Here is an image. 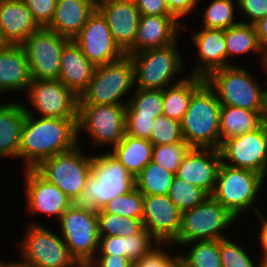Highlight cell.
Segmentation results:
<instances>
[{
  "label": "cell",
  "mask_w": 267,
  "mask_h": 267,
  "mask_svg": "<svg viewBox=\"0 0 267 267\" xmlns=\"http://www.w3.org/2000/svg\"><path fill=\"white\" fill-rule=\"evenodd\" d=\"M77 121L26 114L19 150L23 169H34L41 161L79 145Z\"/></svg>",
  "instance_id": "6da1fadb"
},
{
  "label": "cell",
  "mask_w": 267,
  "mask_h": 267,
  "mask_svg": "<svg viewBox=\"0 0 267 267\" xmlns=\"http://www.w3.org/2000/svg\"><path fill=\"white\" fill-rule=\"evenodd\" d=\"M135 188V178L110 151L94 152L91 174L71 207L97 214L109 201Z\"/></svg>",
  "instance_id": "7a4b0ae2"
},
{
  "label": "cell",
  "mask_w": 267,
  "mask_h": 267,
  "mask_svg": "<svg viewBox=\"0 0 267 267\" xmlns=\"http://www.w3.org/2000/svg\"><path fill=\"white\" fill-rule=\"evenodd\" d=\"M266 186L267 179L262 174L249 169L233 168L221 163L215 189L211 196L242 223L246 222L247 225H250L247 223L251 220L249 217L263 212L261 210L265 204L263 197L265 190L267 192Z\"/></svg>",
  "instance_id": "3957f363"
},
{
  "label": "cell",
  "mask_w": 267,
  "mask_h": 267,
  "mask_svg": "<svg viewBox=\"0 0 267 267\" xmlns=\"http://www.w3.org/2000/svg\"><path fill=\"white\" fill-rule=\"evenodd\" d=\"M246 65L247 63L217 69L205 81L214 90L221 106L264 111L267 77L261 82L262 78L257 77L255 71L252 73L251 67L248 70Z\"/></svg>",
  "instance_id": "277c9868"
},
{
  "label": "cell",
  "mask_w": 267,
  "mask_h": 267,
  "mask_svg": "<svg viewBox=\"0 0 267 267\" xmlns=\"http://www.w3.org/2000/svg\"><path fill=\"white\" fill-rule=\"evenodd\" d=\"M29 219L23 223V235L16 242V246L14 245L18 252L16 256L22 263L29 267H71L77 262L70 254L56 225H44L39 222L41 219L36 217Z\"/></svg>",
  "instance_id": "5b68a950"
},
{
  "label": "cell",
  "mask_w": 267,
  "mask_h": 267,
  "mask_svg": "<svg viewBox=\"0 0 267 267\" xmlns=\"http://www.w3.org/2000/svg\"><path fill=\"white\" fill-rule=\"evenodd\" d=\"M179 42L129 55L135 68V88L164 90L189 76Z\"/></svg>",
  "instance_id": "8992f818"
},
{
  "label": "cell",
  "mask_w": 267,
  "mask_h": 267,
  "mask_svg": "<svg viewBox=\"0 0 267 267\" xmlns=\"http://www.w3.org/2000/svg\"><path fill=\"white\" fill-rule=\"evenodd\" d=\"M220 111L214 90L204 81L192 93L180 121L183 138L192 148L220 149Z\"/></svg>",
  "instance_id": "52a82bcc"
},
{
  "label": "cell",
  "mask_w": 267,
  "mask_h": 267,
  "mask_svg": "<svg viewBox=\"0 0 267 267\" xmlns=\"http://www.w3.org/2000/svg\"><path fill=\"white\" fill-rule=\"evenodd\" d=\"M238 223L239 219L212 196H208L199 205L182 212L181 228L173 244L180 248L188 242L222 240L238 232L235 228L244 226Z\"/></svg>",
  "instance_id": "ba28073f"
},
{
  "label": "cell",
  "mask_w": 267,
  "mask_h": 267,
  "mask_svg": "<svg viewBox=\"0 0 267 267\" xmlns=\"http://www.w3.org/2000/svg\"><path fill=\"white\" fill-rule=\"evenodd\" d=\"M125 119L126 105L78 104V144L84 145V133L89 140L85 148L110 151L126 134Z\"/></svg>",
  "instance_id": "9c48e42d"
},
{
  "label": "cell",
  "mask_w": 267,
  "mask_h": 267,
  "mask_svg": "<svg viewBox=\"0 0 267 267\" xmlns=\"http://www.w3.org/2000/svg\"><path fill=\"white\" fill-rule=\"evenodd\" d=\"M135 89V68L131 58L96 66L78 104L127 105Z\"/></svg>",
  "instance_id": "30bf717a"
},
{
  "label": "cell",
  "mask_w": 267,
  "mask_h": 267,
  "mask_svg": "<svg viewBox=\"0 0 267 267\" xmlns=\"http://www.w3.org/2000/svg\"><path fill=\"white\" fill-rule=\"evenodd\" d=\"M93 157V152L91 154L89 149L77 145L41 161L34 170L72 199L84 190L86 179L91 174Z\"/></svg>",
  "instance_id": "8fae6325"
},
{
  "label": "cell",
  "mask_w": 267,
  "mask_h": 267,
  "mask_svg": "<svg viewBox=\"0 0 267 267\" xmlns=\"http://www.w3.org/2000/svg\"><path fill=\"white\" fill-rule=\"evenodd\" d=\"M22 101L26 114L42 118L78 119L79 97L60 80H32Z\"/></svg>",
  "instance_id": "7c38bea8"
},
{
  "label": "cell",
  "mask_w": 267,
  "mask_h": 267,
  "mask_svg": "<svg viewBox=\"0 0 267 267\" xmlns=\"http://www.w3.org/2000/svg\"><path fill=\"white\" fill-rule=\"evenodd\" d=\"M57 223L51 221V224L56 225L70 254L76 261L87 265L99 249L97 215L70 206Z\"/></svg>",
  "instance_id": "4fadbf2b"
},
{
  "label": "cell",
  "mask_w": 267,
  "mask_h": 267,
  "mask_svg": "<svg viewBox=\"0 0 267 267\" xmlns=\"http://www.w3.org/2000/svg\"><path fill=\"white\" fill-rule=\"evenodd\" d=\"M71 40L47 28L32 33L22 44L32 80H58L60 59Z\"/></svg>",
  "instance_id": "5bb4252c"
},
{
  "label": "cell",
  "mask_w": 267,
  "mask_h": 267,
  "mask_svg": "<svg viewBox=\"0 0 267 267\" xmlns=\"http://www.w3.org/2000/svg\"><path fill=\"white\" fill-rule=\"evenodd\" d=\"M222 163L262 174L267 179V127L225 140L220 147Z\"/></svg>",
  "instance_id": "9a60e30c"
},
{
  "label": "cell",
  "mask_w": 267,
  "mask_h": 267,
  "mask_svg": "<svg viewBox=\"0 0 267 267\" xmlns=\"http://www.w3.org/2000/svg\"><path fill=\"white\" fill-rule=\"evenodd\" d=\"M23 170V172H22ZM23 194L25 200V213L27 216L43 215L51 217L56 222L62 214L71 206V199L56 185L47 182L34 169H22ZM39 215V216H38ZM46 215V216H45ZM49 216V217H47Z\"/></svg>",
  "instance_id": "2e32d148"
},
{
  "label": "cell",
  "mask_w": 267,
  "mask_h": 267,
  "mask_svg": "<svg viewBox=\"0 0 267 267\" xmlns=\"http://www.w3.org/2000/svg\"><path fill=\"white\" fill-rule=\"evenodd\" d=\"M72 41L95 66L117 61L125 55L115 43L106 19L97 9Z\"/></svg>",
  "instance_id": "e0dca14e"
},
{
  "label": "cell",
  "mask_w": 267,
  "mask_h": 267,
  "mask_svg": "<svg viewBox=\"0 0 267 267\" xmlns=\"http://www.w3.org/2000/svg\"><path fill=\"white\" fill-rule=\"evenodd\" d=\"M190 30L191 35L186 41L196 49L195 53L192 51V64L187 63L188 74L205 79L211 72L226 67L225 29L191 27Z\"/></svg>",
  "instance_id": "ac0fdd59"
},
{
  "label": "cell",
  "mask_w": 267,
  "mask_h": 267,
  "mask_svg": "<svg viewBox=\"0 0 267 267\" xmlns=\"http://www.w3.org/2000/svg\"><path fill=\"white\" fill-rule=\"evenodd\" d=\"M182 212L168 195H144L142 222L159 243H174L181 228Z\"/></svg>",
  "instance_id": "d6986e66"
},
{
  "label": "cell",
  "mask_w": 267,
  "mask_h": 267,
  "mask_svg": "<svg viewBox=\"0 0 267 267\" xmlns=\"http://www.w3.org/2000/svg\"><path fill=\"white\" fill-rule=\"evenodd\" d=\"M97 10L106 19L115 43L126 53L136 38L140 13L134 0H105Z\"/></svg>",
  "instance_id": "ffe728a7"
},
{
  "label": "cell",
  "mask_w": 267,
  "mask_h": 267,
  "mask_svg": "<svg viewBox=\"0 0 267 267\" xmlns=\"http://www.w3.org/2000/svg\"><path fill=\"white\" fill-rule=\"evenodd\" d=\"M222 163L220 149L192 148L179 165L176 177L212 195Z\"/></svg>",
  "instance_id": "44dd1931"
},
{
  "label": "cell",
  "mask_w": 267,
  "mask_h": 267,
  "mask_svg": "<svg viewBox=\"0 0 267 267\" xmlns=\"http://www.w3.org/2000/svg\"><path fill=\"white\" fill-rule=\"evenodd\" d=\"M182 33L183 25L174 16L141 15L134 45L125 55L170 46Z\"/></svg>",
  "instance_id": "7402d4cb"
},
{
  "label": "cell",
  "mask_w": 267,
  "mask_h": 267,
  "mask_svg": "<svg viewBox=\"0 0 267 267\" xmlns=\"http://www.w3.org/2000/svg\"><path fill=\"white\" fill-rule=\"evenodd\" d=\"M31 81L30 66L22 46L8 44L1 49L0 99L11 100L10 96L13 94L12 100H19L22 94L24 96ZM14 94L17 95L16 98H13Z\"/></svg>",
  "instance_id": "603a6c76"
},
{
  "label": "cell",
  "mask_w": 267,
  "mask_h": 267,
  "mask_svg": "<svg viewBox=\"0 0 267 267\" xmlns=\"http://www.w3.org/2000/svg\"><path fill=\"white\" fill-rule=\"evenodd\" d=\"M42 27L22 0H0V29L10 45H21Z\"/></svg>",
  "instance_id": "cb8c5ba5"
},
{
  "label": "cell",
  "mask_w": 267,
  "mask_h": 267,
  "mask_svg": "<svg viewBox=\"0 0 267 267\" xmlns=\"http://www.w3.org/2000/svg\"><path fill=\"white\" fill-rule=\"evenodd\" d=\"M26 112L22 100L0 101V162L19 160L21 132Z\"/></svg>",
  "instance_id": "d4e9b609"
},
{
  "label": "cell",
  "mask_w": 267,
  "mask_h": 267,
  "mask_svg": "<svg viewBox=\"0 0 267 267\" xmlns=\"http://www.w3.org/2000/svg\"><path fill=\"white\" fill-rule=\"evenodd\" d=\"M96 9L94 0H57L53 19L46 28L73 40Z\"/></svg>",
  "instance_id": "484cf974"
},
{
  "label": "cell",
  "mask_w": 267,
  "mask_h": 267,
  "mask_svg": "<svg viewBox=\"0 0 267 267\" xmlns=\"http://www.w3.org/2000/svg\"><path fill=\"white\" fill-rule=\"evenodd\" d=\"M96 66L90 62L82 50L71 40L63 49L60 59V80L78 97L90 83Z\"/></svg>",
  "instance_id": "4316f807"
},
{
  "label": "cell",
  "mask_w": 267,
  "mask_h": 267,
  "mask_svg": "<svg viewBox=\"0 0 267 267\" xmlns=\"http://www.w3.org/2000/svg\"><path fill=\"white\" fill-rule=\"evenodd\" d=\"M225 44L226 66L241 65L242 62L238 61V57L244 60V57L247 58L250 54V56H255V60L256 58L258 59L259 64L257 65H260L262 49L258 41L254 24L239 22L237 25L225 29ZM256 55L258 57H256ZM234 59L237 61L235 62Z\"/></svg>",
  "instance_id": "83f0119b"
},
{
  "label": "cell",
  "mask_w": 267,
  "mask_h": 267,
  "mask_svg": "<svg viewBox=\"0 0 267 267\" xmlns=\"http://www.w3.org/2000/svg\"><path fill=\"white\" fill-rule=\"evenodd\" d=\"M264 111H250L234 106H221L220 111V147L232 137L242 135L259 128L263 124Z\"/></svg>",
  "instance_id": "f1b7e54d"
},
{
  "label": "cell",
  "mask_w": 267,
  "mask_h": 267,
  "mask_svg": "<svg viewBox=\"0 0 267 267\" xmlns=\"http://www.w3.org/2000/svg\"><path fill=\"white\" fill-rule=\"evenodd\" d=\"M153 144L148 139L126 135L110 152L135 178L152 160Z\"/></svg>",
  "instance_id": "f546056e"
},
{
  "label": "cell",
  "mask_w": 267,
  "mask_h": 267,
  "mask_svg": "<svg viewBox=\"0 0 267 267\" xmlns=\"http://www.w3.org/2000/svg\"><path fill=\"white\" fill-rule=\"evenodd\" d=\"M207 2L209 3L206 1L202 4L197 3L195 15L198 19L200 18L198 20L200 28L228 29L240 22L237 17V0H208ZM204 3L207 5H203Z\"/></svg>",
  "instance_id": "4dcf8cb0"
},
{
  "label": "cell",
  "mask_w": 267,
  "mask_h": 267,
  "mask_svg": "<svg viewBox=\"0 0 267 267\" xmlns=\"http://www.w3.org/2000/svg\"><path fill=\"white\" fill-rule=\"evenodd\" d=\"M205 81L189 75L183 81L163 90V115L181 121L187 112L192 93Z\"/></svg>",
  "instance_id": "1f68e13d"
},
{
  "label": "cell",
  "mask_w": 267,
  "mask_h": 267,
  "mask_svg": "<svg viewBox=\"0 0 267 267\" xmlns=\"http://www.w3.org/2000/svg\"><path fill=\"white\" fill-rule=\"evenodd\" d=\"M179 252L180 267H222L220 240L188 242Z\"/></svg>",
  "instance_id": "d6a6232c"
},
{
  "label": "cell",
  "mask_w": 267,
  "mask_h": 267,
  "mask_svg": "<svg viewBox=\"0 0 267 267\" xmlns=\"http://www.w3.org/2000/svg\"><path fill=\"white\" fill-rule=\"evenodd\" d=\"M242 228L243 227H241L240 230L237 229L238 232H236L234 236L232 235L231 237L220 240V259L222 267H260V259L257 253H255L254 245H252L253 252L250 250L251 244H249L248 247L247 244H244L243 237H241L244 235L239 233L242 231ZM237 234L241 235L238 236ZM239 237H241V240Z\"/></svg>",
  "instance_id": "836d02e7"
},
{
  "label": "cell",
  "mask_w": 267,
  "mask_h": 267,
  "mask_svg": "<svg viewBox=\"0 0 267 267\" xmlns=\"http://www.w3.org/2000/svg\"><path fill=\"white\" fill-rule=\"evenodd\" d=\"M174 176L151 160L135 177V187L143 195H168Z\"/></svg>",
  "instance_id": "e575fe53"
},
{
  "label": "cell",
  "mask_w": 267,
  "mask_h": 267,
  "mask_svg": "<svg viewBox=\"0 0 267 267\" xmlns=\"http://www.w3.org/2000/svg\"><path fill=\"white\" fill-rule=\"evenodd\" d=\"M126 114L154 119L163 115V90L135 88L126 105Z\"/></svg>",
  "instance_id": "d590c367"
},
{
  "label": "cell",
  "mask_w": 267,
  "mask_h": 267,
  "mask_svg": "<svg viewBox=\"0 0 267 267\" xmlns=\"http://www.w3.org/2000/svg\"><path fill=\"white\" fill-rule=\"evenodd\" d=\"M99 236L126 237L139 233L143 228L142 219H133L105 212L103 209L96 214Z\"/></svg>",
  "instance_id": "8d00e7d4"
},
{
  "label": "cell",
  "mask_w": 267,
  "mask_h": 267,
  "mask_svg": "<svg viewBox=\"0 0 267 267\" xmlns=\"http://www.w3.org/2000/svg\"><path fill=\"white\" fill-rule=\"evenodd\" d=\"M168 196L177 208L183 212L199 205L209 195L201 188L174 176Z\"/></svg>",
  "instance_id": "74e56055"
},
{
  "label": "cell",
  "mask_w": 267,
  "mask_h": 267,
  "mask_svg": "<svg viewBox=\"0 0 267 267\" xmlns=\"http://www.w3.org/2000/svg\"><path fill=\"white\" fill-rule=\"evenodd\" d=\"M191 149L192 147L185 140L153 146L152 161L176 174L179 165Z\"/></svg>",
  "instance_id": "f35d334b"
},
{
  "label": "cell",
  "mask_w": 267,
  "mask_h": 267,
  "mask_svg": "<svg viewBox=\"0 0 267 267\" xmlns=\"http://www.w3.org/2000/svg\"><path fill=\"white\" fill-rule=\"evenodd\" d=\"M143 199L144 195L135 187L127 194L112 199L102 209L119 216L142 219Z\"/></svg>",
  "instance_id": "ab89813d"
},
{
  "label": "cell",
  "mask_w": 267,
  "mask_h": 267,
  "mask_svg": "<svg viewBox=\"0 0 267 267\" xmlns=\"http://www.w3.org/2000/svg\"><path fill=\"white\" fill-rule=\"evenodd\" d=\"M134 267H180L179 248L172 243H159L136 261Z\"/></svg>",
  "instance_id": "60d3db41"
},
{
  "label": "cell",
  "mask_w": 267,
  "mask_h": 267,
  "mask_svg": "<svg viewBox=\"0 0 267 267\" xmlns=\"http://www.w3.org/2000/svg\"><path fill=\"white\" fill-rule=\"evenodd\" d=\"M184 140L180 121L161 115L155 118L149 141L153 146Z\"/></svg>",
  "instance_id": "b9f144b4"
},
{
  "label": "cell",
  "mask_w": 267,
  "mask_h": 267,
  "mask_svg": "<svg viewBox=\"0 0 267 267\" xmlns=\"http://www.w3.org/2000/svg\"><path fill=\"white\" fill-rule=\"evenodd\" d=\"M158 244L159 242L143 228L137 234L126 236V258L134 264Z\"/></svg>",
  "instance_id": "7bdbcfd3"
},
{
  "label": "cell",
  "mask_w": 267,
  "mask_h": 267,
  "mask_svg": "<svg viewBox=\"0 0 267 267\" xmlns=\"http://www.w3.org/2000/svg\"><path fill=\"white\" fill-rule=\"evenodd\" d=\"M240 22L255 24L267 16V0H237Z\"/></svg>",
  "instance_id": "ee69618b"
},
{
  "label": "cell",
  "mask_w": 267,
  "mask_h": 267,
  "mask_svg": "<svg viewBox=\"0 0 267 267\" xmlns=\"http://www.w3.org/2000/svg\"><path fill=\"white\" fill-rule=\"evenodd\" d=\"M24 5L32 13L34 19L42 27L46 28L53 19L57 0H22Z\"/></svg>",
  "instance_id": "f6af8a7d"
},
{
  "label": "cell",
  "mask_w": 267,
  "mask_h": 267,
  "mask_svg": "<svg viewBox=\"0 0 267 267\" xmlns=\"http://www.w3.org/2000/svg\"><path fill=\"white\" fill-rule=\"evenodd\" d=\"M166 3L168 5L170 14L174 16L183 25V35H187L186 33L190 30L187 27V22L189 21H187L186 19H192L193 15V18H196L195 13L198 0H166ZM187 28L188 30H185Z\"/></svg>",
  "instance_id": "bcb514c9"
},
{
  "label": "cell",
  "mask_w": 267,
  "mask_h": 267,
  "mask_svg": "<svg viewBox=\"0 0 267 267\" xmlns=\"http://www.w3.org/2000/svg\"><path fill=\"white\" fill-rule=\"evenodd\" d=\"M153 117H138V114H126V135L142 139H150Z\"/></svg>",
  "instance_id": "7dc6e473"
},
{
  "label": "cell",
  "mask_w": 267,
  "mask_h": 267,
  "mask_svg": "<svg viewBox=\"0 0 267 267\" xmlns=\"http://www.w3.org/2000/svg\"><path fill=\"white\" fill-rule=\"evenodd\" d=\"M99 249L96 255H115L126 257V237L99 236Z\"/></svg>",
  "instance_id": "c3c4849f"
},
{
  "label": "cell",
  "mask_w": 267,
  "mask_h": 267,
  "mask_svg": "<svg viewBox=\"0 0 267 267\" xmlns=\"http://www.w3.org/2000/svg\"><path fill=\"white\" fill-rule=\"evenodd\" d=\"M140 15L172 16L166 0H134Z\"/></svg>",
  "instance_id": "681fc988"
},
{
  "label": "cell",
  "mask_w": 267,
  "mask_h": 267,
  "mask_svg": "<svg viewBox=\"0 0 267 267\" xmlns=\"http://www.w3.org/2000/svg\"><path fill=\"white\" fill-rule=\"evenodd\" d=\"M264 213H266V214H264ZM264 213L263 212L258 213L256 216L253 217L255 219V223H256V220L258 222V224H257L258 227L257 226L253 227V228H255V227L257 228V229L255 228V230L257 231L256 234L258 236L257 235H256V237L252 236V239L253 238L255 239V242L253 245H256L255 249H257V250H255V251H257L256 253L258 254L259 258H263L264 256H267V212H264ZM258 251H259V253H258Z\"/></svg>",
  "instance_id": "f907efd6"
},
{
  "label": "cell",
  "mask_w": 267,
  "mask_h": 267,
  "mask_svg": "<svg viewBox=\"0 0 267 267\" xmlns=\"http://www.w3.org/2000/svg\"><path fill=\"white\" fill-rule=\"evenodd\" d=\"M88 267H134L126 257L115 255H95L87 264Z\"/></svg>",
  "instance_id": "816d5d0a"
},
{
  "label": "cell",
  "mask_w": 267,
  "mask_h": 267,
  "mask_svg": "<svg viewBox=\"0 0 267 267\" xmlns=\"http://www.w3.org/2000/svg\"><path fill=\"white\" fill-rule=\"evenodd\" d=\"M256 33L261 49L267 47V16L259 19L255 24Z\"/></svg>",
  "instance_id": "f5cc1de1"
},
{
  "label": "cell",
  "mask_w": 267,
  "mask_h": 267,
  "mask_svg": "<svg viewBox=\"0 0 267 267\" xmlns=\"http://www.w3.org/2000/svg\"><path fill=\"white\" fill-rule=\"evenodd\" d=\"M14 258L13 261H9L6 259H3L2 262L0 263V267H29L25 263H22L19 259L15 260Z\"/></svg>",
  "instance_id": "db71d44e"
},
{
  "label": "cell",
  "mask_w": 267,
  "mask_h": 267,
  "mask_svg": "<svg viewBox=\"0 0 267 267\" xmlns=\"http://www.w3.org/2000/svg\"><path fill=\"white\" fill-rule=\"evenodd\" d=\"M256 67H258V70L260 69V71H262L261 74L263 73L265 77H267V47L262 50V59L260 65H256Z\"/></svg>",
  "instance_id": "11a10c76"
},
{
  "label": "cell",
  "mask_w": 267,
  "mask_h": 267,
  "mask_svg": "<svg viewBox=\"0 0 267 267\" xmlns=\"http://www.w3.org/2000/svg\"><path fill=\"white\" fill-rule=\"evenodd\" d=\"M263 124L267 127V90L265 94L264 112H263Z\"/></svg>",
  "instance_id": "9f6ffc18"
},
{
  "label": "cell",
  "mask_w": 267,
  "mask_h": 267,
  "mask_svg": "<svg viewBox=\"0 0 267 267\" xmlns=\"http://www.w3.org/2000/svg\"><path fill=\"white\" fill-rule=\"evenodd\" d=\"M7 45H8V43L3 38L2 31L0 29V50L3 49L4 47H6Z\"/></svg>",
  "instance_id": "6f0895ef"
},
{
  "label": "cell",
  "mask_w": 267,
  "mask_h": 267,
  "mask_svg": "<svg viewBox=\"0 0 267 267\" xmlns=\"http://www.w3.org/2000/svg\"><path fill=\"white\" fill-rule=\"evenodd\" d=\"M260 259V267H267V256H264L263 258Z\"/></svg>",
  "instance_id": "680465c9"
},
{
  "label": "cell",
  "mask_w": 267,
  "mask_h": 267,
  "mask_svg": "<svg viewBox=\"0 0 267 267\" xmlns=\"http://www.w3.org/2000/svg\"><path fill=\"white\" fill-rule=\"evenodd\" d=\"M86 266H87L86 264L77 261V262H76L73 266H71V267H86Z\"/></svg>",
  "instance_id": "91938a15"
},
{
  "label": "cell",
  "mask_w": 267,
  "mask_h": 267,
  "mask_svg": "<svg viewBox=\"0 0 267 267\" xmlns=\"http://www.w3.org/2000/svg\"><path fill=\"white\" fill-rule=\"evenodd\" d=\"M96 2V4L100 3V2H103L105 0H94Z\"/></svg>",
  "instance_id": "94428289"
}]
</instances>
